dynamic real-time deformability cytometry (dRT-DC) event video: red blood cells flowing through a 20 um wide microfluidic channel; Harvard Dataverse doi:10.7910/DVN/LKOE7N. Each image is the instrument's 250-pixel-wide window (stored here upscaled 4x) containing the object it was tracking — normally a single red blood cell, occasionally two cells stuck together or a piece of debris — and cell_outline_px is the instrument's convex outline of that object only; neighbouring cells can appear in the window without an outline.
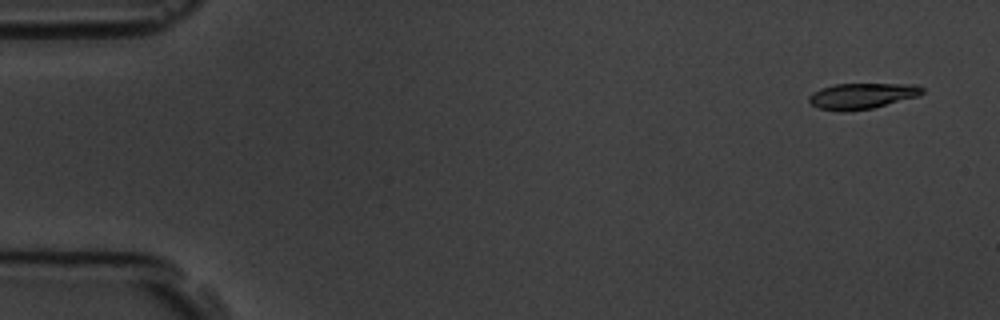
{"species": "common noctule bat (a hibernating species)", "species_latin": "Nyctalus noctula", "temperature_condition": "room temperature", "stored_images_in_passage": 4, "camera_frame_rate_fps": 3000, "um_per_image_px": 0.085, "animal": {"sex": "male", "body_mass_g": 19.5, "forearm_length_mm": 54.6}, "frame": {"image": 1, "passage_image": 1, "time_ms": 0.0, "image_size_px": [1000, 320], "cell_outline_px": [[924, 92], [920, 96], [872, 108], [844, 112], [820, 108], [812, 104], [808, 100], [808, 96], [812, 92], [820, 88], [836, 84], [916, 84], [924, 88]], "centroid_in_image_um": [73.29, 8.15], "position_along_channel_um": 11.7, "area_um2": 17.11}}